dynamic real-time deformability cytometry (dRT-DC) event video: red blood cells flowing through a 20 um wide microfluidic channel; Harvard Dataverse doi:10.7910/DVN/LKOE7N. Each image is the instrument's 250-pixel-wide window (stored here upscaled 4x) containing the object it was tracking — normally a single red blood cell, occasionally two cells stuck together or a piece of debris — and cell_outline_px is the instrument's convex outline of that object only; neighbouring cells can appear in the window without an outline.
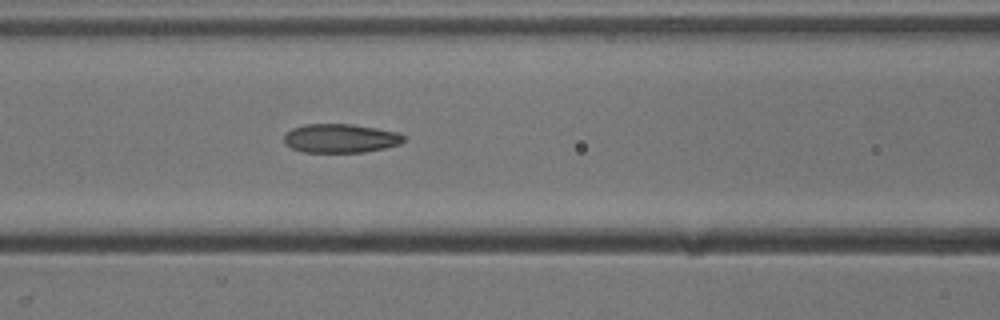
{"species": "common noctule bat (a hibernating species)", "species_latin": "Nyctalus noctula", "temperature_condition": "cold", "stored_images_in_passage": 33, "camera_frame_rate_fps": 3000, "um_per_image_px": 0.085, "animal": {"sex": "male", "body_mass_g": 13.3}, "frame": {"image": 1, "passage_image": 12, "time_ms": 3.667, "image_size_px": [1000, 320], "cell_outline_px": [[404, 140], [400, 144], [384, 148], [364, 152], [300, 152], [284, 144], [284, 136], [292, 128], [304, 124], [352, 124], [376, 128], [396, 132], [404, 136]], "centroid_in_image_um": [28.91, 11.76], "position_along_channel_um": 137.7, "area_um2": 20.11}}
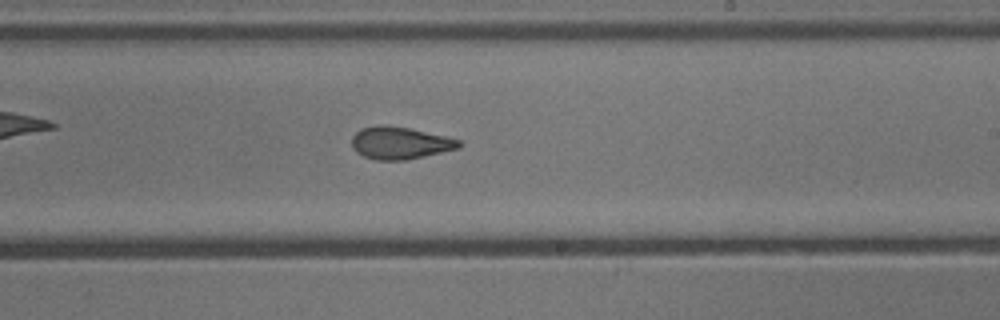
{"frame": {"image": 2, "passage_image": 21, "time_ms": 6.667, "image_size_px": [1000, 320], "cell_outline_px": [[464, 144], [460, 148], [424, 156], [404, 160], [376, 160], [364, 156], [356, 152], [352, 148], [352, 136], [360, 128], [380, 124], [384, 124], [408, 128], [448, 136], [460, 140]], "centroid_in_image_um": [34.01, 12.14], "position_along_channel_um": 255.0, "area_um2": 20.4}}
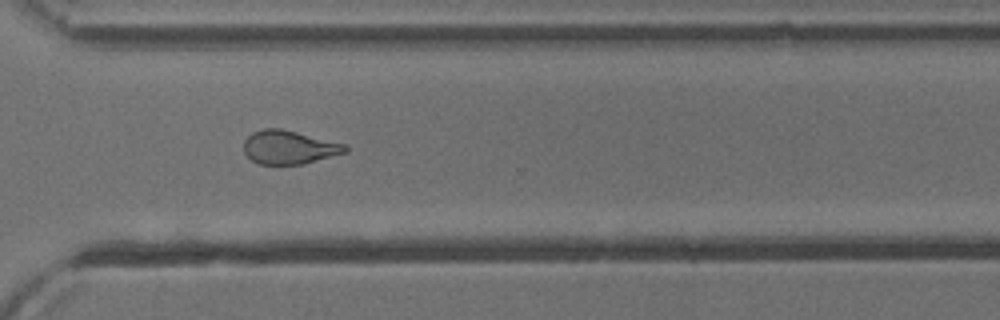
{"frame": {"image": 3, "passage_image": 28, "time_ms": 9.0, "image_size_px": [1000, 320], "cell_outline_px": [[348, 152], [304, 164], [260, 164], [252, 160], [244, 152], [244, 140], [252, 132], [264, 128], [280, 128], [348, 144]], "centroid_in_image_um": [24.61, 12.51], "position_along_channel_um": 346.0, "area_um2": 20.0}}